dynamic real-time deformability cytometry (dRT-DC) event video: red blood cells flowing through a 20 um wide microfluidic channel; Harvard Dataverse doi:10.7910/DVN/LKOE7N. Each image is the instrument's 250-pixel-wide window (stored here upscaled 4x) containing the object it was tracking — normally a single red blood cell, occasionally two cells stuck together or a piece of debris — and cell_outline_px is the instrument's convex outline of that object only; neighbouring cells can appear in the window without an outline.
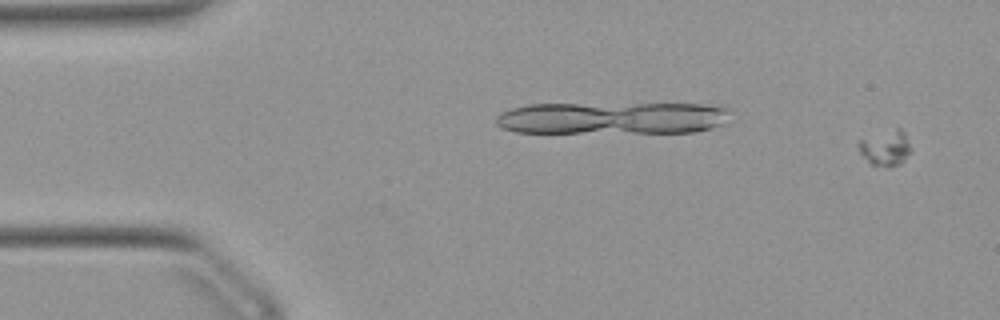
{"species": "Egyptian fruit bat (a non-hibernating species)", "species_latin": "Rousettus aegyptiacus", "temperature_condition": "warm", "stored_images_in_passage": 56, "camera_frame_rate_fps": 3000, "um_per_image_px": 0.085, "animal": {"sex": "female"}, "frame": {"image": 1, "passage_image": 3, "time_ms": 0.667, "image_size_px": [1000, 320], "cell_outline_px": [[912, 152], [900, 164], [872, 164], [860, 152], [856, 144], [860, 140], [896, 128], [900, 128], [904, 132], [912, 148]], "centroid_in_image_um": [75.31, 12.54], "position_along_channel_um": 9.7, "area_um2": 10.35}}
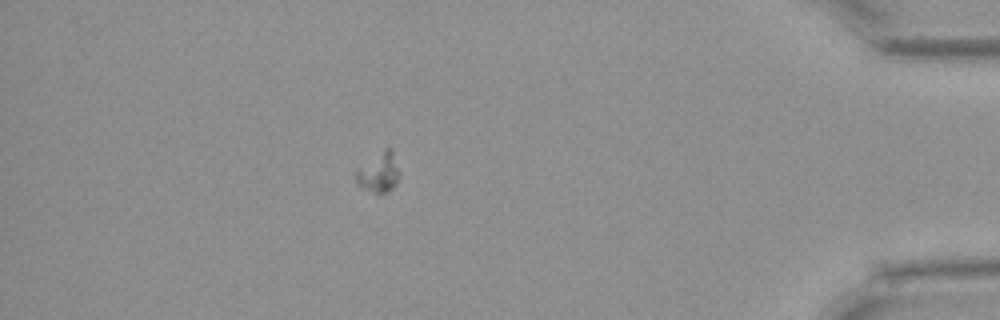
{"frame": {"image": 2, "passage_image": 49, "time_ms": 16.0, "image_size_px": [1000, 320], "cell_outline_px": [[400, 176], [396, 184], [388, 192], [376, 196], [356, 184], [356, 168], [384, 148], [392, 148], [400, 172]], "centroid_in_image_um": [32.2, 14.69], "position_along_channel_um": 403.0, "area_um2": 10.58}}